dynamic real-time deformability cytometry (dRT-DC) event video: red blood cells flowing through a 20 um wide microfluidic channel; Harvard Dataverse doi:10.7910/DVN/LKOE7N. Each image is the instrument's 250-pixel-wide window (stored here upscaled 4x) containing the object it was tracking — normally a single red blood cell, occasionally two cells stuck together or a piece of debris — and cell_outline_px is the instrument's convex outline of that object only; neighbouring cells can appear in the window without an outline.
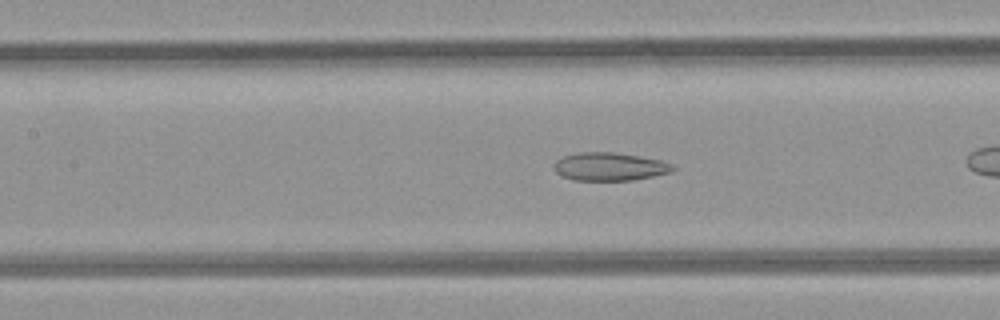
{"species": "common noctule bat (a hibernating species)", "species_latin": "Nyctalus noctula", "temperature_condition": "room temperature", "stored_images_in_passage": 23, "camera_frame_rate_fps": 3000, "um_per_image_px": 0.085, "animal": {"sex": "female", "body_mass_g": 21.9}, "frame": {"image": 1, "passage_image": 7, "time_ms": 2.0, "image_size_px": [1000, 320], "cell_outline_px": [[676, 168], [672, 172], [632, 180], [572, 180], [556, 172], [552, 164], [556, 160], [564, 156], [580, 152], [612, 152], [660, 160], [672, 164]], "centroid_in_image_um": [51.8, 14.16], "position_along_channel_um": 155.6, "area_um2": 19.31}}
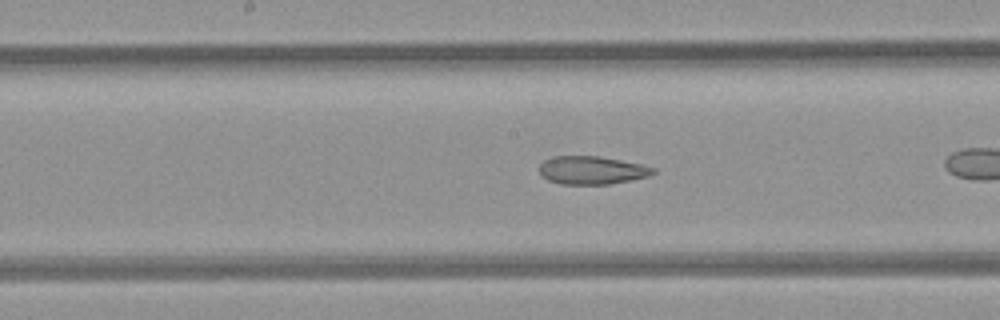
{"frame": {"image": 2, "passage_image": 10, "time_ms": 3.0, "image_size_px": [1000, 320], "cell_outline_px": [[656, 172], [648, 176], [608, 184], [560, 184], [548, 180], [540, 176], [540, 164], [544, 160], [552, 156], [600, 156], [640, 164], [656, 168]], "centroid_in_image_um": [50.27, 14.46], "position_along_channel_um": 197.9, "area_um2": 18.61}}